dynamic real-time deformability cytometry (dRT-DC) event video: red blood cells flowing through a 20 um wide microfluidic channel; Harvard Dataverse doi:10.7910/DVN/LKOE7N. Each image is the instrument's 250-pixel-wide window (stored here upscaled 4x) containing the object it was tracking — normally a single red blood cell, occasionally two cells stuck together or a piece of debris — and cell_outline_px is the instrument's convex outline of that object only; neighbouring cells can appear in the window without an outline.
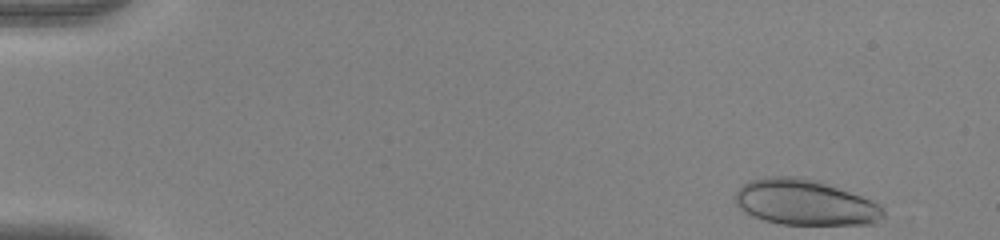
{"species": "human", "species_latin": "Homo sapiens", "temperature_condition": "warm", "stored_images_in_passage": 50, "camera_frame_rate_fps": 3000, "um_per_image_px": 0.085, "donor": {"sex": "female"}, "frame": {"image": 1, "passage_image": 1, "time_ms": 0.0, "image_size_px": [1000, 240], "cell_outline_px": [[884, 216], [876, 224], [780, 224], [764, 220], [752, 216], [740, 208], [736, 204], [736, 192], [748, 180], [764, 176], [800, 176], [820, 180], [872, 200], [880, 204], [884, 208]], "centroid_in_image_um": [68.45, 17.19], "position_along_channel_um": 16.5, "area_um2": 39.77}}
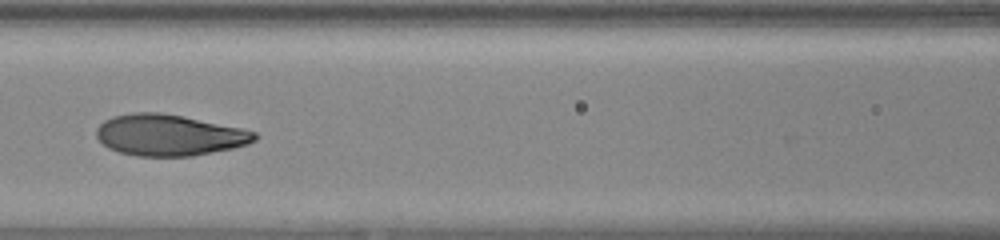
{"frame": {"image": 2, "passage_image": 22, "time_ms": 7.0, "image_size_px": [1000, 240], "cell_outline_px": [[260, 136], [256, 140], [248, 144], [232, 148], [192, 156], [136, 156], [120, 152], [108, 148], [96, 136], [96, 128], [104, 120], [112, 116], [132, 112], [160, 112], [244, 128], [256, 132]], "centroid_in_image_um": [14.39, 11.48], "position_along_channel_um": 152.2, "area_um2": 38.15}}
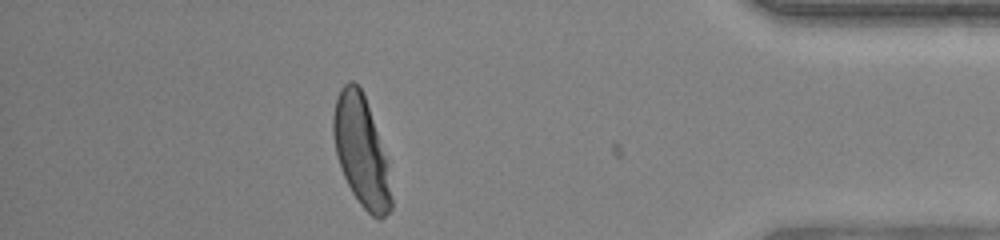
{"frame": {"image": 3, "passage_image": 44, "time_ms": 14.333, "image_size_px": [1000, 240], "cell_outline_px": [[392, 208], [380, 220], [376, 220], [360, 204], [352, 192], [344, 176], [336, 152], [332, 132], [332, 116], [336, 96], [340, 88], [348, 80], [352, 80], [360, 88], [364, 96], [388, 160], [392, 200]], "centroid_in_image_um": [30.71, 12.86], "position_along_channel_um": 404.5, "area_um2": 37.28}, "authors_computed_cell_mechanics": {"area_um2": 38.1769, "velocity_mm_per_s": 3.9247, "shape_relaxation_time_tau1_ms": 3.7434, "shape_relaxation_time_tau2_ms": null, "deformation_change_tau1": 0.2172, "deformation_change_tau2": null}}